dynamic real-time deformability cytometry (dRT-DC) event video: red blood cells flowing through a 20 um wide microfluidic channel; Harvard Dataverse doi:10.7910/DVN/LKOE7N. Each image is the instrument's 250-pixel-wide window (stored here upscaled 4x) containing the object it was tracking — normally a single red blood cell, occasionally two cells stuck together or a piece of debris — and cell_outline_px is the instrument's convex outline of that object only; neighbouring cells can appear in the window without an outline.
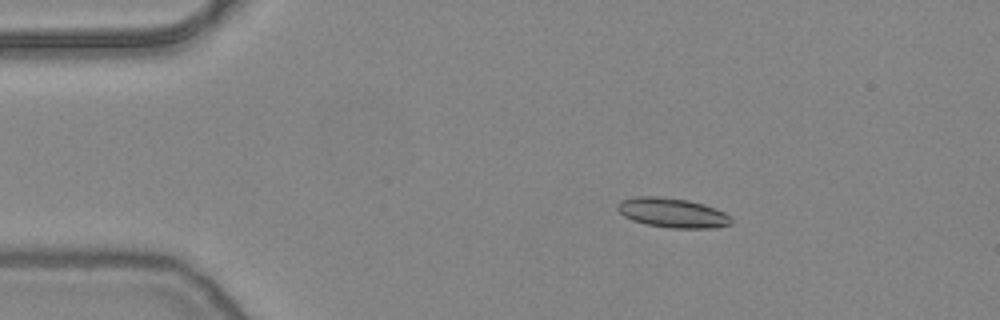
{"species": "common noctule bat (a hibernating species)", "species_latin": "Nyctalus noctula", "temperature_condition": "warm", "stored_images_in_passage": 45, "camera_frame_rate_fps": 3000, "um_per_image_px": 0.085, "animal": {"sex": "female", "body_mass_g": 24.6, "forearm_length_mm": 56.2}, "frame": {"image": 1, "passage_image": 1, "time_ms": 0.0, "image_size_px": [1000, 320], "cell_outline_px": [[732, 224], [712, 228], [668, 228], [648, 224], [632, 220], [624, 216], [616, 208], [616, 204], [620, 200], [636, 196], [660, 196], [688, 200], [704, 204], [724, 212], [732, 220]], "centroid_in_image_um": [57.12, 18.08], "position_along_channel_um": 27.9, "area_um2": 19.65}}
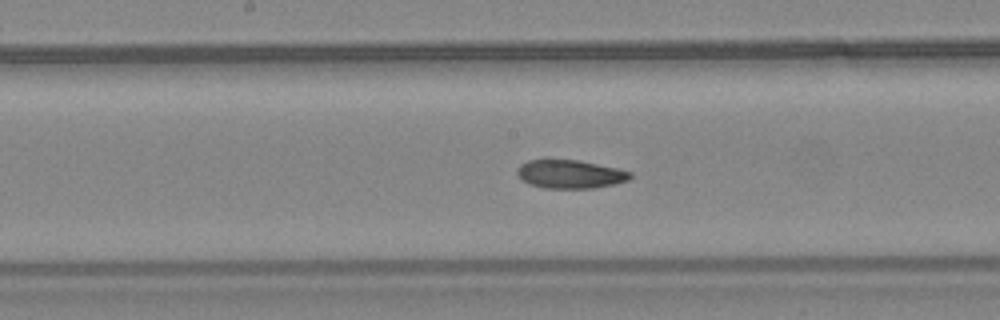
{"frame": {"image": 2, "passage_image": 19, "time_ms": 6.0, "image_size_px": [1000, 320], "cell_outline_px": [[632, 176], [628, 180], [612, 184], [592, 188], [544, 188], [528, 184], [516, 172], [520, 164], [528, 160], [544, 156], [548, 156], [576, 160], [616, 168], [632, 172]], "centroid_in_image_um": [48.38, 14.75], "position_along_channel_um": 199.8, "area_um2": 19.19}}
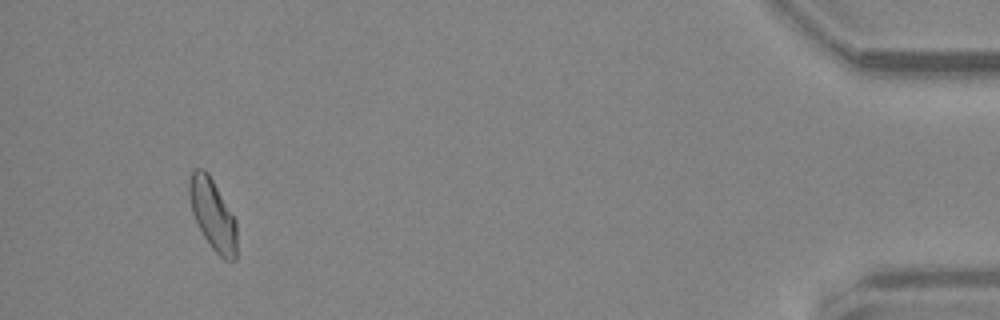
{"frame": {"image": 3, "passage_image": 42, "time_ms": 13.667, "image_size_px": [1000, 320], "cell_outline_px": [[236, 260], [224, 260], [212, 248], [204, 236], [192, 212], [188, 192], [188, 184], [192, 172], [196, 168], [204, 168], [208, 172], [236, 220]], "centroid_in_image_um": [18.08, 18.21], "position_along_channel_um": 417.1, "area_um2": 19.48}, "authors_computed_cell_mechanics": {"area_um2": 19.363, "velocity_mm_per_s": 3.8345, "shape_relaxation_time_tau1_ms": null, "shape_relaxation_time_tau2_ms": 3.3866, "deformation_change_tau1": null, "deformation_change_tau2": 0.0923}}